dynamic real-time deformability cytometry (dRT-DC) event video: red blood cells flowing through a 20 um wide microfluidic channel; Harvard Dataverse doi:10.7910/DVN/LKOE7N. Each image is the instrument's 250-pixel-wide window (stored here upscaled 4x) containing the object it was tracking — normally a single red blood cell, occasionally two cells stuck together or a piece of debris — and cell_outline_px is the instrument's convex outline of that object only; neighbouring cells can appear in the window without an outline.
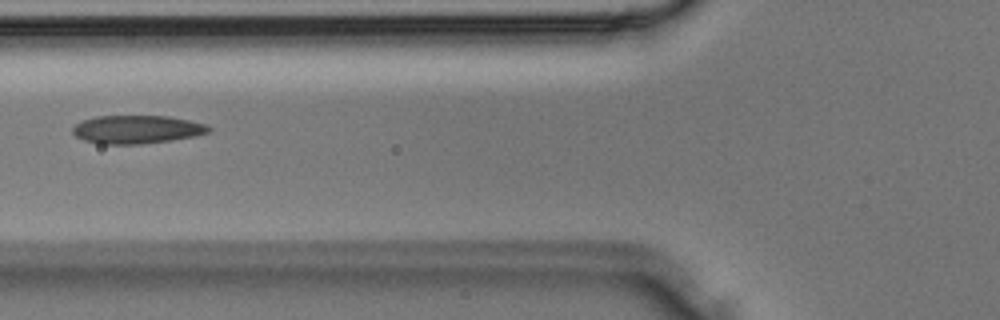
{"species": "Egyptian fruit bat (a non-hibernating species)", "species_latin": "Rousettus aegyptiacus", "temperature_condition": "room temperature", "stored_images_in_passage": 24, "camera_frame_rate_fps": 3000, "um_per_image_px": 0.085, "animal": {"sex": "male"}, "frame": {"image": 1, "passage_image": 4, "time_ms": 1.0, "image_size_px": [1000, 320], "cell_outline_px": [[212, 128], [208, 132], [196, 136], [172, 140], [140, 144], [100, 144], [84, 140], [76, 136], [72, 132], [72, 128], [76, 124], [84, 120], [96, 116], [168, 116], [188, 120], [204, 124]], "centroid_in_image_um": [11.62, 11.0], "position_along_channel_um": 114.2, "area_um2": 22.31}}
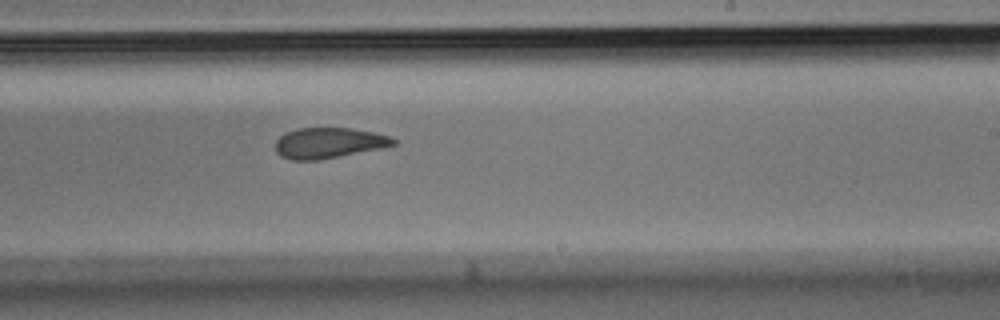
{"frame": {"image": 2, "passage_image": 12, "time_ms": 3.667, "image_size_px": [1000, 320], "cell_outline_px": [[396, 144], [384, 148], [320, 160], [292, 160], [280, 156], [276, 152], [276, 140], [284, 132], [296, 128], [352, 128], [372, 132], [388, 136], [396, 140]], "centroid_in_image_um": [27.93, 12.15], "position_along_channel_um": 261.1, "area_um2": 21.21}}
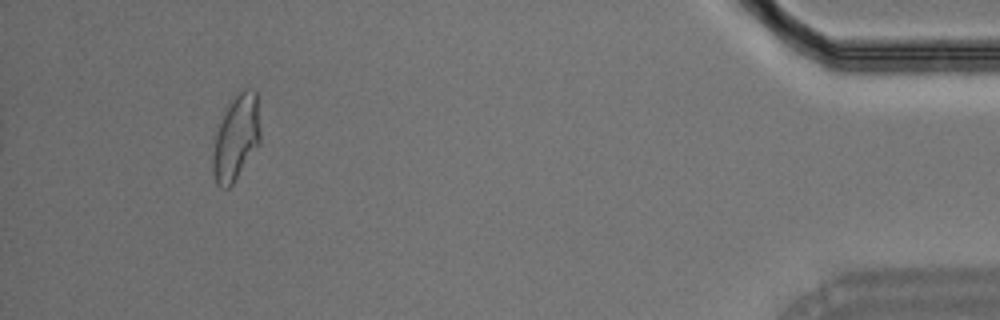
{"frame": {"image": 3, "passage_image": 24, "time_ms": 7.667, "image_size_px": [1000, 320], "cell_outline_px": [[260, 144], [232, 184], [228, 188], [220, 188], [216, 184], [212, 172], [212, 152], [216, 132], [224, 112], [232, 96], [248, 88], [256, 88], [260, 132]], "centroid_in_image_um": [20.06, 11.7], "position_along_channel_um": 415.1, "area_um2": 23.87}}